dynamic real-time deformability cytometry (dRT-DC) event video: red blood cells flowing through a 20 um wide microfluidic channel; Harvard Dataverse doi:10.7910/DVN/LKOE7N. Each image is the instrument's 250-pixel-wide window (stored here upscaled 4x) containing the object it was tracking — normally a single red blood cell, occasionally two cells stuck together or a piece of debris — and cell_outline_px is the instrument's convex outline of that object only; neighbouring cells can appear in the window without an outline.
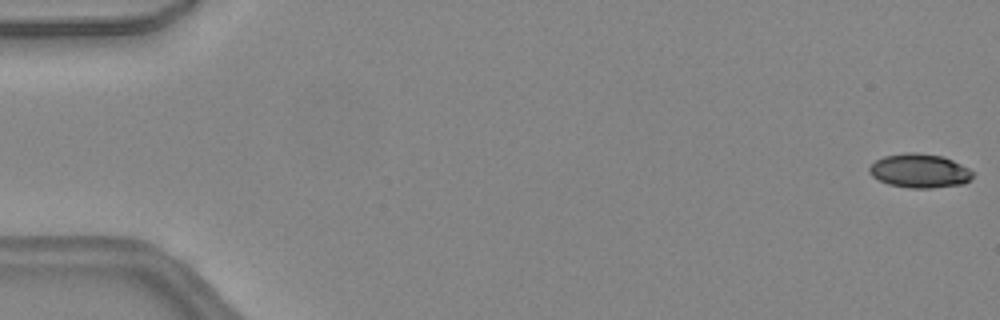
{"species": "common noctule bat (a hibernating species)", "species_latin": "Nyctalus noctula", "temperature_condition": "warm", "stored_images_in_passage": 46, "camera_frame_rate_fps": 3000, "um_per_image_px": 0.085, "animal": {"sex": "female", "body_mass_g": 24.6, "forearm_length_mm": 56.2}, "frame": {"image": 1, "passage_image": 1, "time_ms": 0.0, "image_size_px": [1000, 320], "cell_outline_px": [[972, 176], [964, 184], [932, 188], [908, 188], [888, 184], [872, 176], [868, 172], [868, 168], [876, 160], [884, 156], [908, 152], [916, 152], [944, 156], [968, 168], [972, 172]], "centroid_in_image_um": [78.14, 14.52], "position_along_channel_um": 6.9, "area_um2": 20.46}}
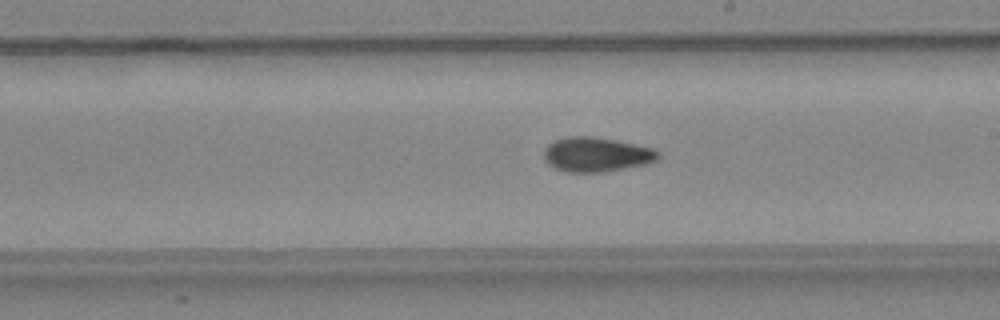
{"frame": {"image": 2, "passage_image": 27, "time_ms": 8.667, "image_size_px": [1000, 320], "cell_outline_px": [[660, 156], [656, 160], [648, 164], [604, 172], [568, 172], [556, 168], [548, 164], [544, 160], [544, 148], [548, 144], [556, 140], [568, 136], [592, 136], [616, 140], [652, 148], [660, 152]], "centroid_in_image_um": [50.7, 13.13], "position_along_channel_um": 238.3, "area_um2": 23.06}}
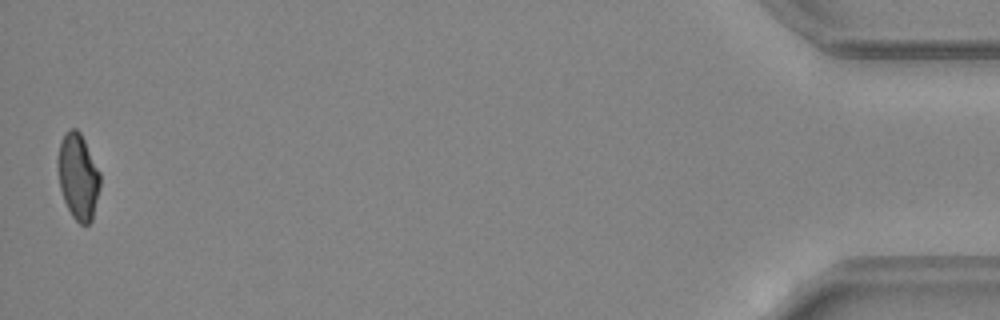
{"frame": {"image": 3, "passage_image": 46, "time_ms": 15.0, "image_size_px": [1000, 320], "cell_outline_px": [[100, 188], [92, 220], [88, 224], [80, 224], [72, 216], [64, 200], [60, 188], [56, 164], [56, 160], [60, 140], [64, 132], [68, 128], [76, 128], [80, 132], [100, 172]], "centroid_in_image_um": [6.61, 14.97], "position_along_channel_um": 428.6, "area_um2": 21.44}, "authors_computed_cell_mechanics": {"area_um2": 21.6461, "velocity_mm_per_s": 4.5239, "shape_relaxation_time_tau1_ms": null, "shape_relaxation_time_tau2_ms": 2.6118, "deformation_change_tau1": null, "deformation_change_tau2": 0.0873}}